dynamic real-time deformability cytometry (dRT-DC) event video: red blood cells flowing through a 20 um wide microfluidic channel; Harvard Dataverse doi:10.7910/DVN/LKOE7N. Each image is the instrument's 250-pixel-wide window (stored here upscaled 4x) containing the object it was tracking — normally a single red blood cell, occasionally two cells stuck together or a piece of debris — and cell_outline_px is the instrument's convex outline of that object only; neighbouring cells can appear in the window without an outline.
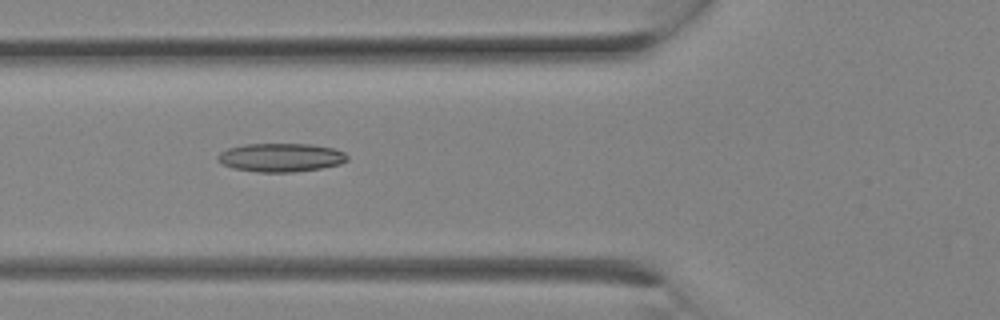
{"species": "Egyptian fruit bat (a non-hibernating species)", "species_latin": "Rousettus aegyptiacus", "temperature_condition": "room temperature", "stored_images_in_passage": 24, "camera_frame_rate_fps": 3000, "um_per_image_px": 0.085, "animal": {"sex": "female"}, "frame": {"image": 1, "passage_image": 9, "time_ms": 2.667, "image_size_px": [1000, 320], "cell_outline_px": [[348, 160], [340, 164], [320, 168], [292, 172], [256, 172], [232, 168], [216, 160], [216, 156], [220, 152], [228, 148], [244, 144], [312, 144], [332, 148], [344, 152], [348, 156]], "centroid_in_image_um": [23.85, 13.38], "position_along_channel_um": 102.0, "area_um2": 21.62}}
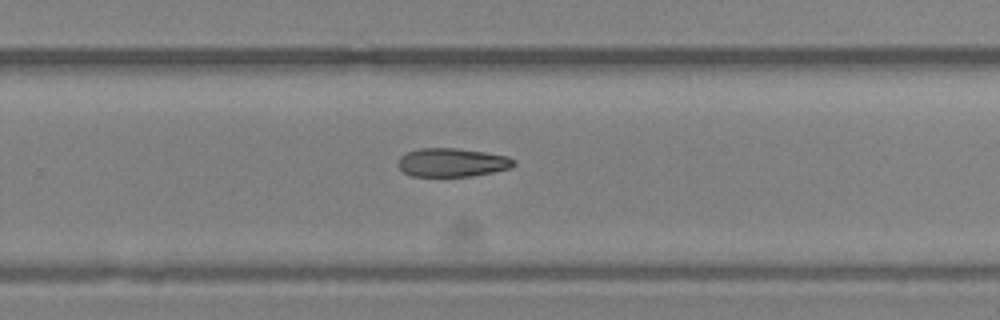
{"frame": {"image": 2, "passage_image": 16, "time_ms": 5.0, "image_size_px": [1000, 320], "cell_outline_px": [[516, 164], [512, 168], [492, 172], [468, 176], [412, 176], [404, 172], [396, 164], [400, 156], [408, 152], [420, 148], [456, 148], [484, 152], [508, 156], [516, 160]], "centroid_in_image_um": [38.44, 13.8], "position_along_channel_um": 291.4, "area_um2": 19.31}}
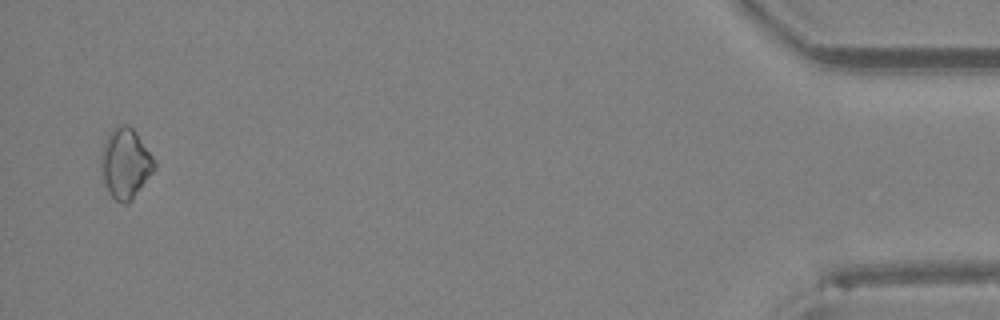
{"frame": {"image": 3, "passage_image": 24, "time_ms": 7.667, "image_size_px": [1000, 320], "cell_outline_px": [[156, 168], [132, 200], [128, 204], [120, 204], [108, 192], [104, 184], [100, 172], [100, 156], [104, 144], [112, 128], [120, 124], [128, 124], [136, 132], [152, 156], [156, 164]], "centroid_in_image_um": [10.64, 13.91], "position_along_channel_um": 424.6, "area_um2": 21.96}}